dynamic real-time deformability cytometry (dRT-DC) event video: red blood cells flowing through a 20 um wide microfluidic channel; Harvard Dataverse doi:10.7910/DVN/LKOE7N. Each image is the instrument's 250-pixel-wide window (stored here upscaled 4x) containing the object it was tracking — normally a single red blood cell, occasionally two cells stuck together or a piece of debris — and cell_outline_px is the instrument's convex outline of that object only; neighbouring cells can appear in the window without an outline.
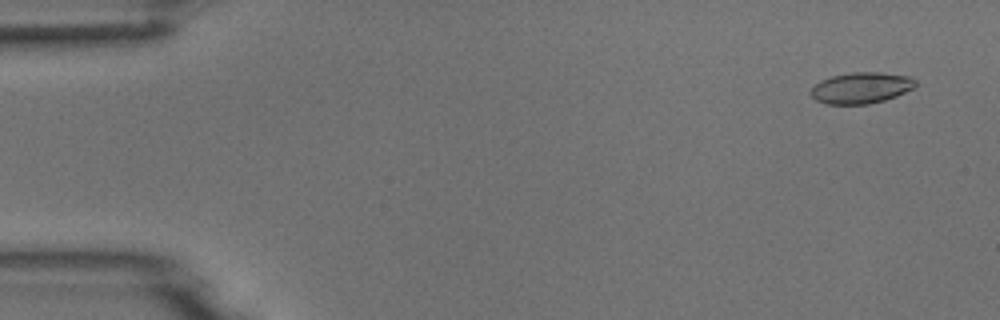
{"species": "common noctule bat (a hibernating species)", "species_latin": "Nyctalus noctula", "temperature_condition": "room temperature", "stored_images_in_passage": 8, "camera_frame_rate_fps": 3000, "um_per_image_px": 0.085, "animal": {"sex": "male", "body_mass_g": 18.8}, "frame": {"image": 1, "passage_image": 1, "time_ms": 0.0, "image_size_px": [1000, 320], "cell_outline_px": [[916, 84], [912, 88], [896, 96], [884, 100], [868, 104], [828, 104], [816, 100], [812, 96], [812, 88], [820, 80], [832, 76], [852, 72], [880, 72], [912, 76], [916, 80]], "centroid_in_image_um": [73.22, 7.46], "position_along_channel_um": 11.8, "area_um2": 18.9}}
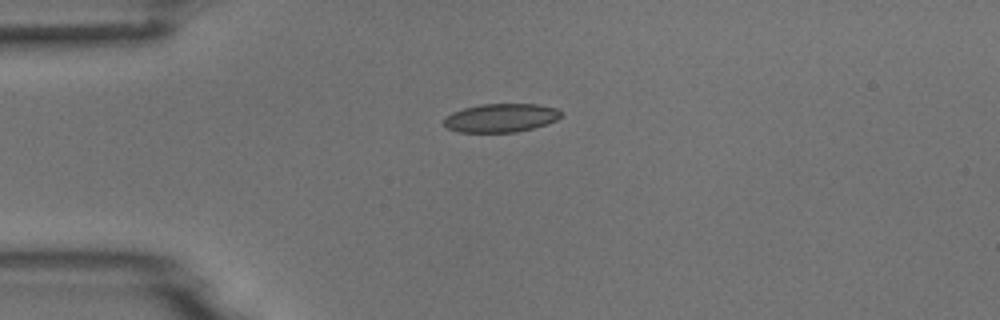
{"frame": {"image": 2, "passage_image": 3, "time_ms": 3.333, "image_size_px": [1000, 320], "cell_outline_px": [[564, 112], [556, 120], [532, 128], [516, 132], [460, 132], [448, 128], [444, 124], [444, 116], [452, 112], [464, 108], [480, 104], [536, 104], [556, 108]], "centroid_in_image_um": [42.56, 10.01], "position_along_channel_um": 42.4, "area_um2": 19.42}}